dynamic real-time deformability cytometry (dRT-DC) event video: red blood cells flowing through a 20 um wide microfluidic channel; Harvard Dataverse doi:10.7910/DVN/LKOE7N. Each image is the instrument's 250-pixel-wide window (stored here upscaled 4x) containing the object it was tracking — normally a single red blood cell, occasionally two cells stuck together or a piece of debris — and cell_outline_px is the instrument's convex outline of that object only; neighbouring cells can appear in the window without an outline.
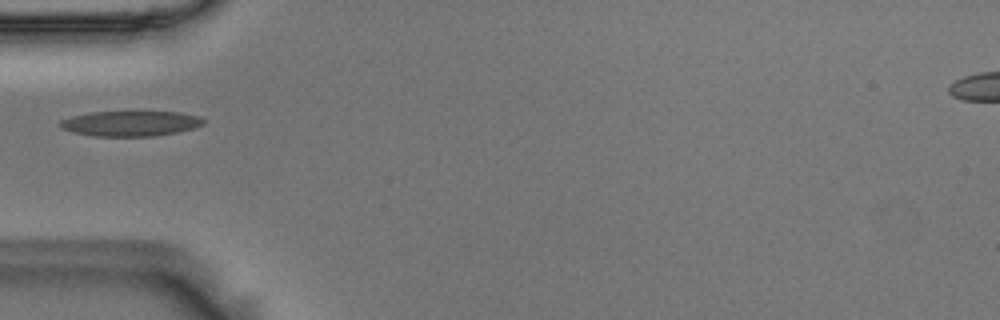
{"species": "Egyptian fruit bat (a non-hibernating species)", "species_latin": "Rousettus aegyptiacus", "temperature_condition": "room temperature", "stored_images_in_passage": 13, "camera_frame_rate_fps": 3000, "um_per_image_px": 0.085, "animal": {"sex": "male"}, "frame": {"image": 1, "passage_image": 1, "time_ms": 0.0, "image_size_px": [1000, 320], "cell_outline_px": [[204, 124], [196, 128], [156, 136], [92, 136], [72, 132], [60, 128], [60, 120], [72, 116], [88, 112], [132, 108], [140, 108], [180, 112], [200, 116], [204, 120]], "centroid_in_image_um": [11.12, 10.43], "position_along_channel_um": 73.9, "area_um2": 22.66}}
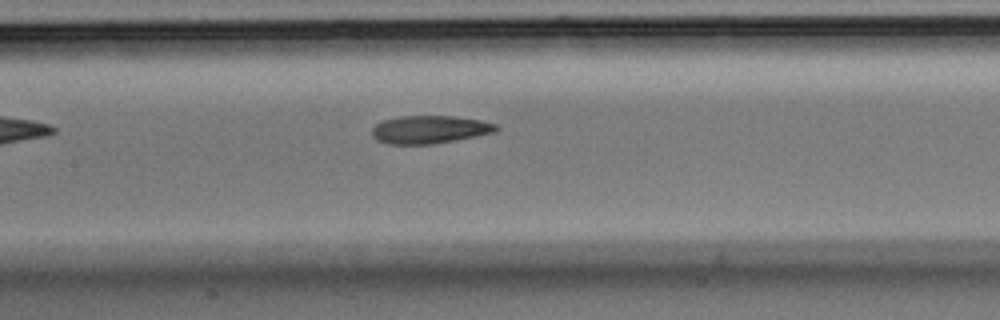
{"frame": {"image": 2, "passage_image": 9, "time_ms": 2.667, "image_size_px": [1000, 320], "cell_outline_px": [[500, 128], [496, 132], [456, 140], [432, 144], [388, 144], [376, 140], [372, 136], [372, 128], [376, 124], [384, 120], [400, 116], [456, 116], [480, 120], [496, 124]], "centroid_in_image_um": [36.52, 11.01], "position_along_channel_um": 170.9, "area_um2": 20.29}}
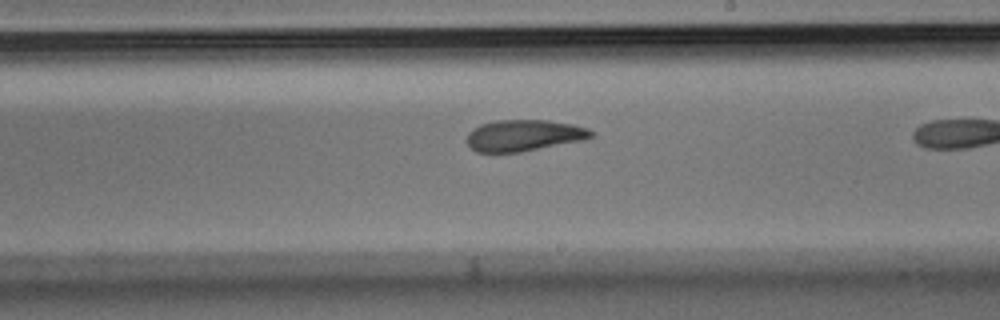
{"frame": {"image": 3, "passage_image": 12, "time_ms": 3.667, "image_size_px": [1000, 320], "cell_outline_px": [[592, 136], [580, 140], [520, 152], [476, 152], [468, 144], [468, 132], [480, 124], [496, 120], [548, 120], [572, 124], [588, 128], [592, 132]], "centroid_in_image_um": [44.49, 11.5], "position_along_channel_um": 244.5, "area_um2": 22.37}}